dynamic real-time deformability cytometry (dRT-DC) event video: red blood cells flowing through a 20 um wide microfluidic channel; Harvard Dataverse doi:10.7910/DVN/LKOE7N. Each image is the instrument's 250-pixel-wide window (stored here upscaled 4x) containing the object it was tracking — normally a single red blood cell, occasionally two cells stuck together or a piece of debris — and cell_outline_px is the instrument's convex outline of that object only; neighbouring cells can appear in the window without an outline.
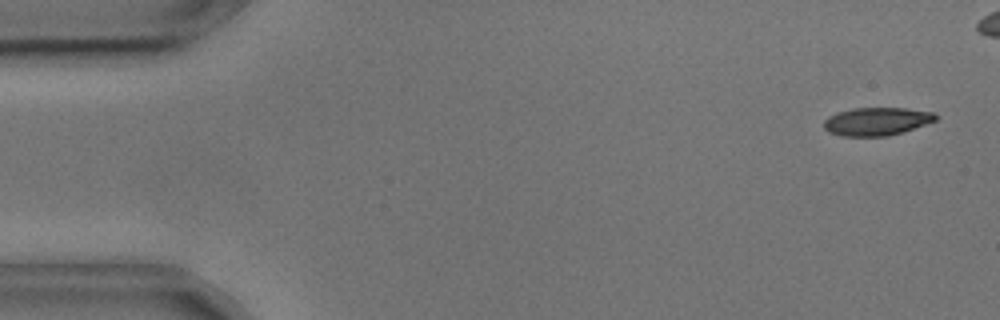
{"species": "common noctule bat (a hibernating species)", "species_latin": "Nyctalus noctula", "temperature_condition": "cold", "stored_images_in_passage": 47, "camera_frame_rate_fps": 3000, "um_per_image_px": 0.085, "animal": {"sex": "male", "body_mass_g": 17.9, "forearm_length_mm": 54.2}, "frame": {"image": 1, "passage_image": 2, "time_ms": 0.333, "image_size_px": [1000, 320], "cell_outline_px": [[940, 116], [936, 120], [888, 136], [840, 136], [828, 132], [824, 128], [824, 120], [828, 116], [836, 112], [852, 108], [904, 108], [936, 112]], "centroid_in_image_um": [74.49, 10.31], "position_along_channel_um": 10.5, "area_um2": 18.32}}
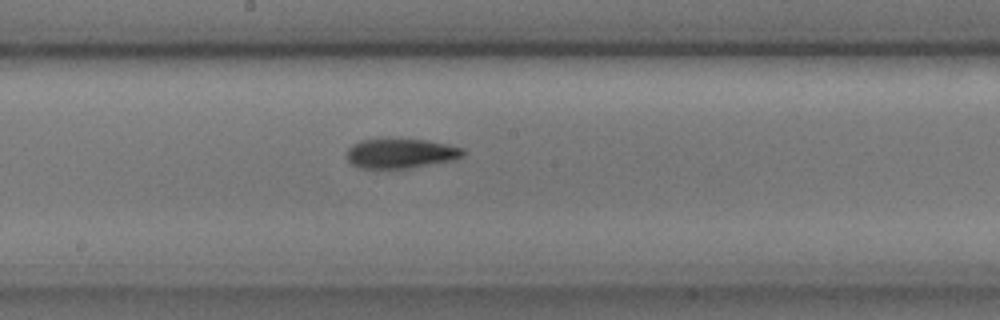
{"frame": {"image": 2, "passage_image": 28, "time_ms": 9.0, "image_size_px": [1000, 320], "cell_outline_px": [[464, 156], [456, 160], [408, 168], [360, 168], [352, 164], [348, 160], [348, 148], [352, 144], [360, 140], [424, 140], [448, 144], [464, 148]], "centroid_in_image_um": [34.11, 13.05], "position_along_channel_um": 214.1, "area_um2": 19.88}}
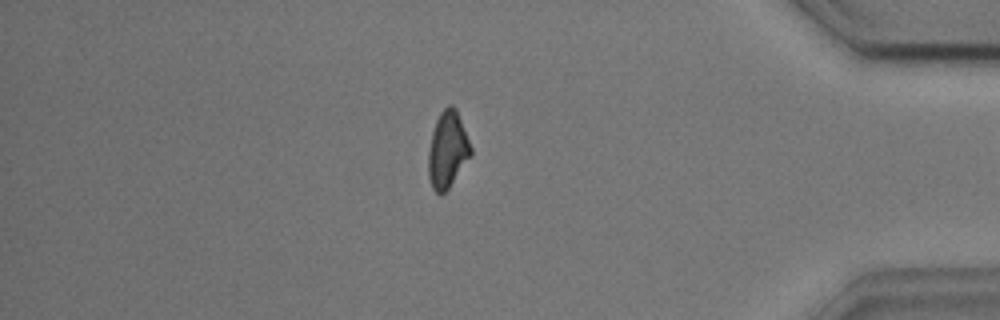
{"frame": {"image": 3, "passage_image": 46, "time_ms": 15.0, "image_size_px": [1000, 320], "cell_outline_px": [[472, 156], [448, 188], [440, 196], [432, 188], [428, 176], [428, 152], [432, 132], [436, 120], [440, 112], [448, 104], [452, 104], [456, 108], [472, 148]], "centroid_in_image_um": [38.04, 12.73], "position_along_channel_um": 397.2, "area_um2": 19.07}}